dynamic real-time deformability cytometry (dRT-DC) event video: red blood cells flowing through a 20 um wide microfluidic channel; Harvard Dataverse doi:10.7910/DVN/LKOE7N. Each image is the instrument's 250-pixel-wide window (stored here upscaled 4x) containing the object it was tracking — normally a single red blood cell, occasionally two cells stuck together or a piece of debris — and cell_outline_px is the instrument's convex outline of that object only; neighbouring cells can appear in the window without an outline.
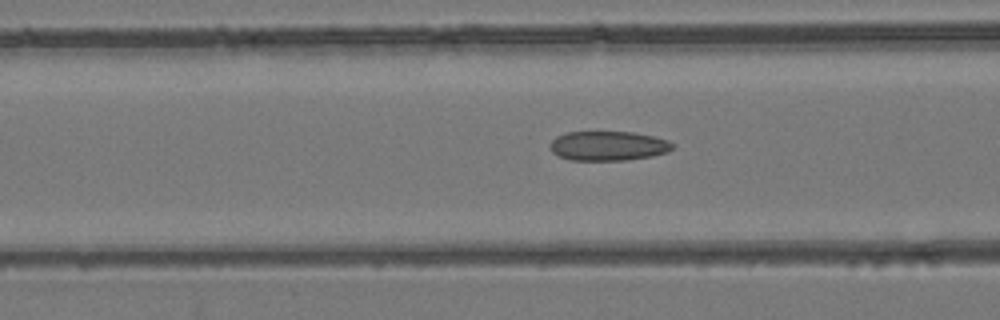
{"species": "common noctule bat (a hibernating species)", "species_latin": "Nyctalus noctula", "temperature_condition": "room temperature", "stored_images_in_passage": 48, "camera_frame_rate_fps": 3000, "um_per_image_px": 0.085, "animal": {"sex": "female", "body_mass_g": 24.6, "forearm_length_mm": 56.2}, "frame": {"image": 1, "passage_image": 20, "time_ms": 6.333, "image_size_px": [1000, 320], "cell_outline_px": [[676, 144], [668, 152], [652, 156], [628, 160], [572, 160], [560, 156], [552, 152], [548, 144], [556, 136], [568, 132], [632, 132], [652, 136], [668, 140]], "centroid_in_image_um": [51.7, 12.4], "position_along_channel_um": 114.9, "area_um2": 21.1}}
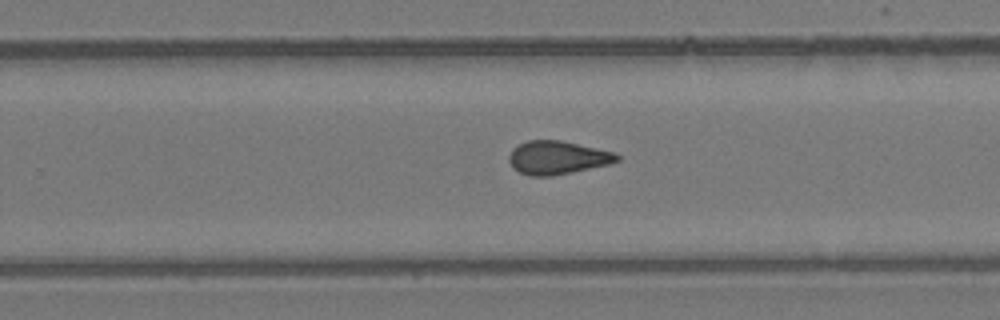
{"frame": {"image": 2, "passage_image": 32, "time_ms": 10.333, "image_size_px": [1000, 320], "cell_outline_px": [[620, 160], [608, 164], [572, 172], [552, 176], [528, 176], [512, 168], [508, 160], [508, 156], [512, 148], [516, 144], [528, 140], [560, 140], [616, 152], [620, 156]], "centroid_in_image_um": [47.34, 13.39], "position_along_channel_um": 282.5, "area_um2": 21.21}}
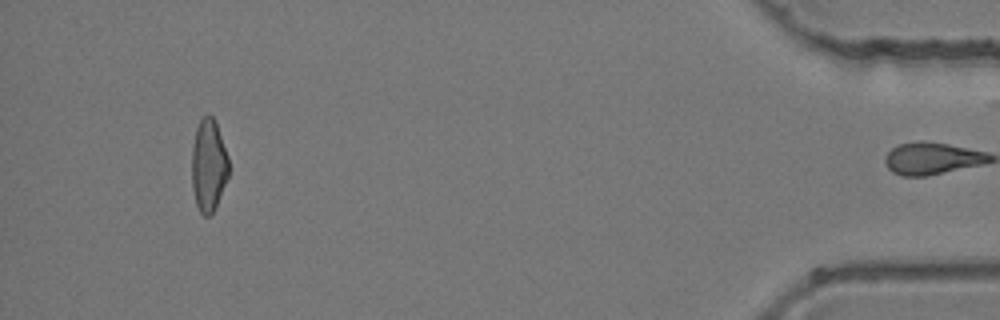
{"frame": {"image": 3, "passage_image": 47, "time_ms": 15.333, "image_size_px": [1000, 320], "cell_outline_px": [[228, 176], [216, 204], [212, 212], [208, 216], [204, 216], [200, 212], [196, 204], [192, 188], [192, 144], [196, 128], [200, 120], [208, 112], [216, 120], [228, 156]], "centroid_in_image_um": [17.72, 13.99], "position_along_channel_um": 417.5, "area_um2": 19.88}}